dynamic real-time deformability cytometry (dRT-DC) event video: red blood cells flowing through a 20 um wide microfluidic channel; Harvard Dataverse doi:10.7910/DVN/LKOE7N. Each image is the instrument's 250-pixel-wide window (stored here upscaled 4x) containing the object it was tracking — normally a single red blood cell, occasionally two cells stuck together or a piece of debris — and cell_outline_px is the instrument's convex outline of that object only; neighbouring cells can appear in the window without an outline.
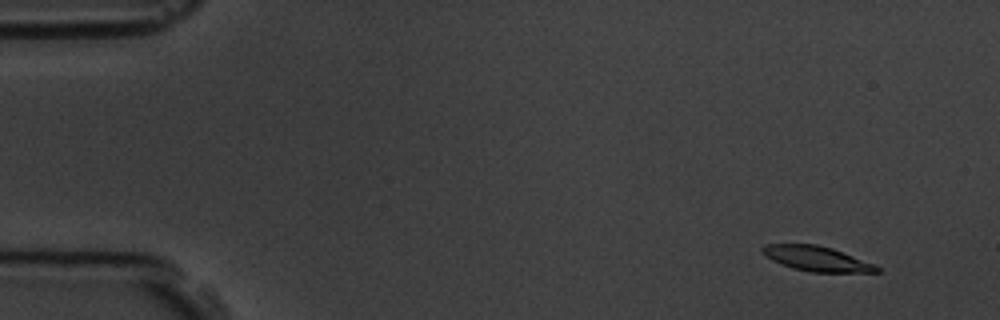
{"species": "common noctule bat (a hibernating species)", "species_latin": "Nyctalus noctula", "temperature_condition": "room temperature", "stored_images_in_passage": 8, "camera_frame_rate_fps": 3000, "um_per_image_px": 0.085, "animal": {"sex": "male", "body_mass_g": 19.5, "forearm_length_mm": 54.6}, "frame": {"image": 1, "passage_image": 2, "time_ms": 1.0, "image_size_px": [1000, 320], "cell_outline_px": [[880, 272], [812, 272], [792, 268], [772, 260], [760, 248], [764, 244], [816, 244], [832, 248], [872, 264], [880, 268]], "centroid_in_image_um": [69.39, 21.98], "position_along_channel_um": 15.6, "area_um2": 16.24}}
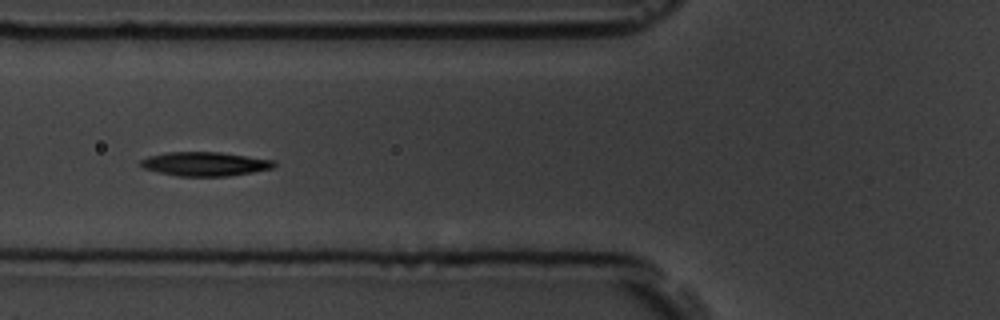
{"frame": {"image": 2, "passage_image": 7, "time_ms": 6.667, "image_size_px": [1000, 320], "cell_outline_px": [[276, 164], [272, 168], [252, 172], [228, 176], [176, 176], [156, 172], [144, 168], [140, 164], [140, 160], [148, 156], [168, 152], [220, 152], [276, 160]], "centroid_in_image_um": [17.41, 13.93], "position_along_channel_um": 108.4, "area_um2": 18.73}}
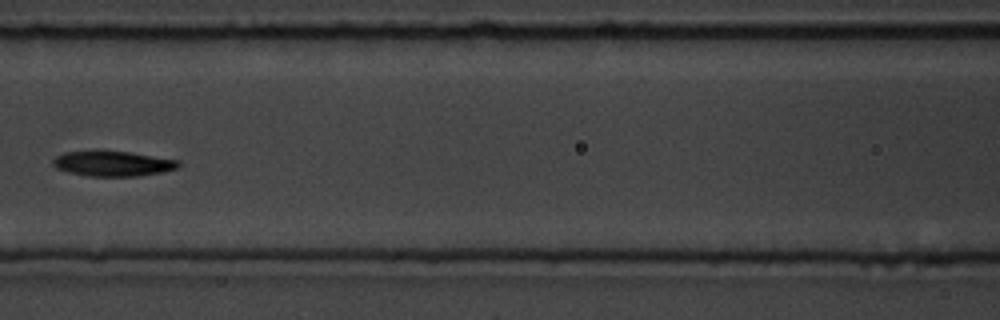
{"frame": {"image": 3, "passage_image": 8, "time_ms": 8.0, "image_size_px": [1000, 320], "cell_outline_px": [[180, 164], [176, 168], [160, 172], [136, 176], [88, 176], [68, 172], [56, 168], [52, 164], [52, 160], [56, 156], [64, 152], [128, 152], [180, 160]], "centroid_in_image_um": [9.57, 13.92], "position_along_channel_um": 157.0, "area_um2": 17.98}}